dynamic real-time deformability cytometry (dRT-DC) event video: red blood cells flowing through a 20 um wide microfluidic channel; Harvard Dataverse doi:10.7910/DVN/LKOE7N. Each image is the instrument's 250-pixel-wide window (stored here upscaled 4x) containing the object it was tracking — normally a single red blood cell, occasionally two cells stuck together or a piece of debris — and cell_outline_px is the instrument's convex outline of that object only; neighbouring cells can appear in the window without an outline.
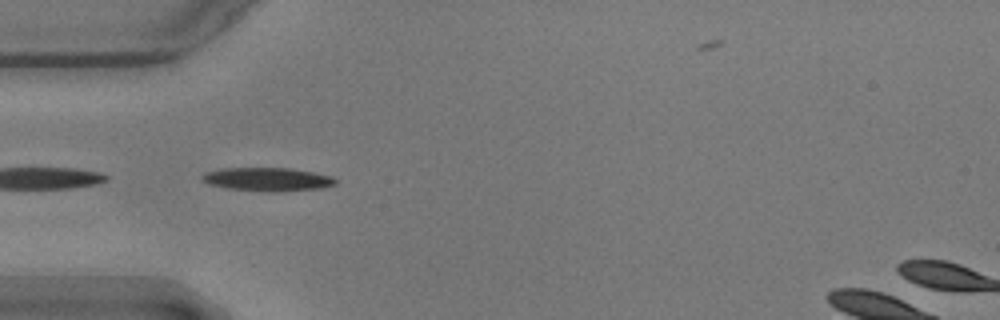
{"species": "common noctule bat (a hibernating species)", "species_latin": "Nyctalus noctula", "temperature_condition": "warm", "stored_images_in_passage": 41, "camera_frame_rate_fps": 3000, "um_per_image_px": 0.085, "animal": {"sex": "male", "body_mass_g": 17.9}, "frame": {"image": 1, "passage_image": 1, "time_ms": 0.0, "image_size_px": [1000, 320], "cell_outline_px": [[336, 184], [320, 188], [276, 192], [268, 192], [228, 188], [208, 184], [200, 176], [204, 172], [220, 168], [292, 168], [332, 176], [336, 180]], "centroid_in_image_um": [22.71, 15.23], "position_along_channel_um": 62.3, "area_um2": 18.26}}
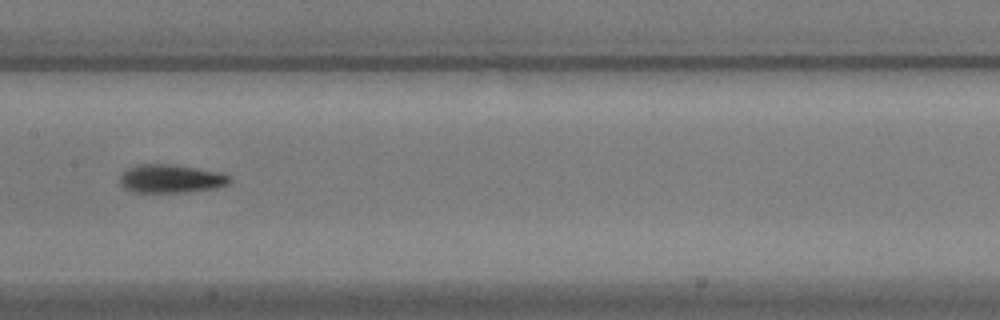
{"frame": {"image": 2, "passage_image": 12, "time_ms": 3.667, "image_size_px": [1000, 320], "cell_outline_px": [[232, 180], [228, 184], [212, 188], [188, 192], [132, 192], [124, 188], [120, 184], [120, 176], [128, 168], [136, 164], [172, 164], [220, 172], [228, 176]], "centroid_in_image_um": [14.49, 15.19], "position_along_channel_um": 192.9, "area_um2": 18.09}}
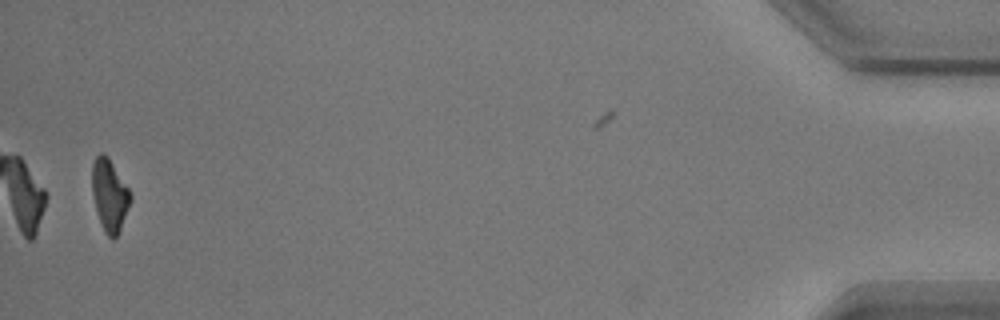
{"frame": {"image": 3, "passage_image": 39, "time_ms": 12.667, "image_size_px": [1000, 320], "cell_outline_px": [[132, 200], [120, 228], [116, 236], [112, 240], [104, 232], [96, 208], [92, 192], [92, 164], [96, 156], [100, 152], [108, 156], [128, 188], [132, 196]], "centroid_in_image_um": [9.31, 16.57], "position_along_channel_um": 425.9, "area_um2": 15.9}, "authors_computed_cell_mechanics": {"area_um2": 17.5712, "velocity_mm_per_s": 3.5737, "shape_relaxation_time_tau1_ms": 2.2852, "shape_relaxation_time_tau2_ms": 2.7808, "deformation_change_tau1": 0.144, "deformation_change_tau2": 0.0879}}